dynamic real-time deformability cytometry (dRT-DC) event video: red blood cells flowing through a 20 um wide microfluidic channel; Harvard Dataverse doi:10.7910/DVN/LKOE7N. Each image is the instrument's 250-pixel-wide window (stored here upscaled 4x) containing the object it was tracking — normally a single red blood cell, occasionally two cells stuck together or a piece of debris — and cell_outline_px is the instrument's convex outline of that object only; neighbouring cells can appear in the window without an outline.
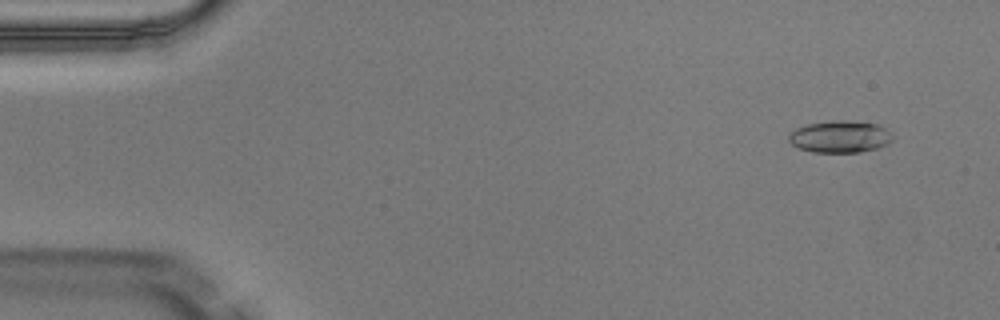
{"species": "Egyptian fruit bat (a non-hibernating species)", "species_latin": "Rousettus aegyptiacus", "temperature_condition": "warm", "stored_images_in_passage": 5, "camera_frame_rate_fps": 3000, "um_per_image_px": 0.085, "animal": {"sex": "male"}, "frame": {"image": 1, "passage_image": 2, "time_ms": 0.333, "image_size_px": [1000, 320], "cell_outline_px": [[892, 140], [888, 144], [876, 148], [860, 152], [812, 152], [796, 148], [788, 140], [788, 136], [796, 128], [808, 124], [832, 120], [844, 120], [876, 124], [884, 128], [892, 136]], "centroid_in_image_um": [71.36, 11.62], "position_along_channel_um": 13.6, "area_um2": 19.25}}
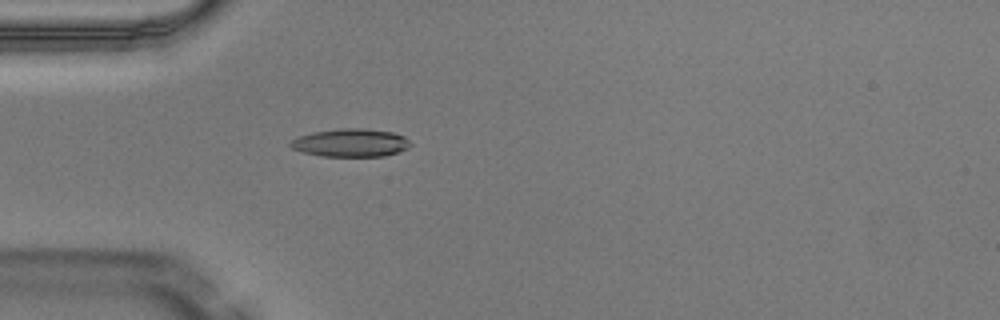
{"frame": {"image": 2, "passage_image": 5, "time_ms": 1.333, "image_size_px": [1000, 320], "cell_outline_px": [[412, 144], [408, 148], [384, 156], [320, 156], [304, 152], [292, 148], [288, 144], [292, 140], [300, 136], [312, 132], [340, 128], [364, 128], [392, 132], [404, 136]], "centroid_in_image_um": [29.81, 12.13], "position_along_channel_um": 55.2, "area_um2": 19.54}}